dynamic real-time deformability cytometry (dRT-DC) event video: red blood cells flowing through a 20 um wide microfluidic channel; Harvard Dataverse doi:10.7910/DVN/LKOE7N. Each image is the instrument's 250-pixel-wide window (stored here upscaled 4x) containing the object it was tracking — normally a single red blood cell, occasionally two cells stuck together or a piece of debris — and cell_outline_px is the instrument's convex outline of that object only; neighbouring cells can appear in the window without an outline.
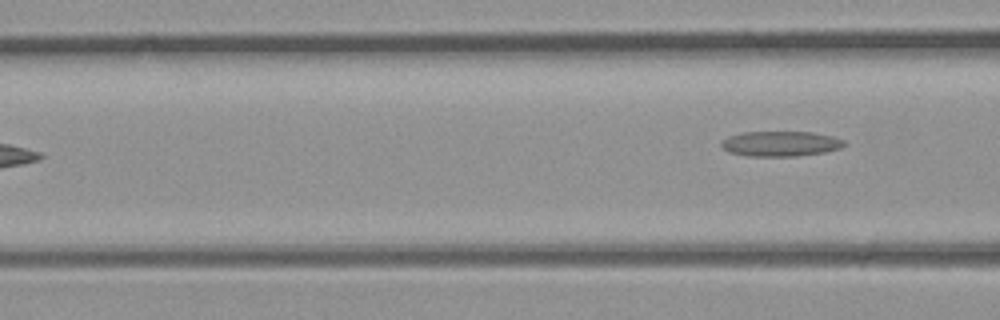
{"species": "common noctule bat (a hibernating species)", "species_latin": "Nyctalus noctula", "temperature_condition": "room temperature", "stored_images_in_passage": 4, "camera_frame_rate_fps": 3000, "um_per_image_px": 0.085, "animal": {"sex": "male", "body_mass_g": 23.1, "forearm_length_mm": 52.7}, "frame": {"image": 1, "passage_image": 4, "time_ms": 1.0, "image_size_px": [1000, 320], "cell_outline_px": [[848, 144], [840, 148], [824, 152], [796, 156], [748, 156], [728, 152], [720, 144], [728, 136], [744, 132], [812, 132], [832, 136], [844, 140]], "centroid_in_image_um": [66.37, 12.21], "position_along_channel_um": 100.2, "area_um2": 17.98}}